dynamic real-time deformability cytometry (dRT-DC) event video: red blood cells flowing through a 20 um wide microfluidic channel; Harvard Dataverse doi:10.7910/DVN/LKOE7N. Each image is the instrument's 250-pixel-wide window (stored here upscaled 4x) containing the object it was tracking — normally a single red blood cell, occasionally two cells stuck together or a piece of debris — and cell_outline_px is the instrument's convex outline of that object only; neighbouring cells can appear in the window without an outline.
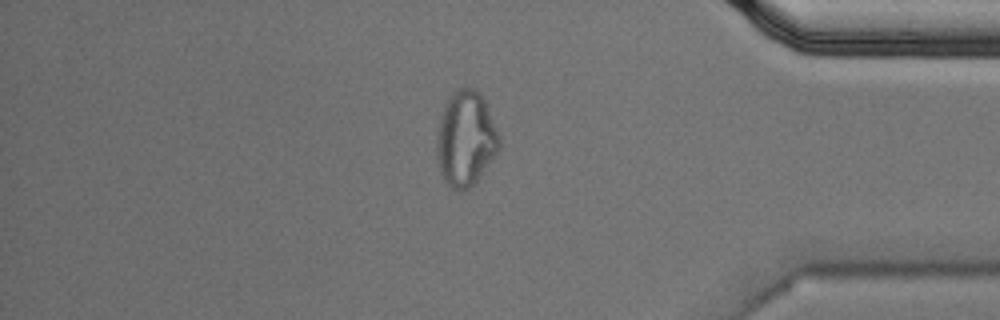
{"species": "Egyptian fruit bat (a non-hibernating species)", "species_latin": "Rousettus aegyptiacus", "temperature_condition": "cold", "stored_images_in_passage": 57, "camera_frame_rate_fps": 3000, "um_per_image_px": 0.085, "animal": {"sex": "male"}, "frame": {"image": 1, "passage_image": 49, "time_ms": 16.0, "image_size_px": [1000, 320], "cell_outline_px": [[500, 148], [476, 184], [464, 192], [460, 192], [444, 184], [440, 176], [436, 160], [436, 132], [440, 116], [444, 104], [452, 92], [456, 88], [472, 88], [480, 92], [488, 108], [500, 136]], "centroid_in_image_um": [39.55, 11.85], "position_along_channel_um": 395.6, "area_um2": 35.66}}
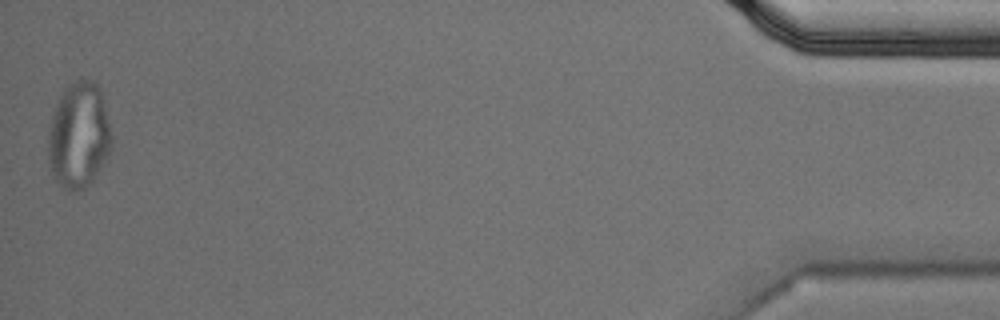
{"frame": {"image": 2, "passage_image": 57, "time_ms": 18.667, "image_size_px": [1000, 320], "cell_outline_px": [[112, 148], [108, 156], [92, 180], [84, 188], [76, 192], [68, 192], [52, 176], [48, 156], [48, 132], [52, 116], [56, 104], [64, 88], [68, 84], [76, 80], [92, 80], [100, 88], [104, 100], [112, 136]], "centroid_in_image_um": [6.7, 11.51], "position_along_channel_um": 428.5, "area_um2": 39.42}, "authors_computed_cell_mechanics": {"area_um2": 21.3282, "velocity_mm_per_s": 3.5466, "shape_relaxation_time_tau1_ms": null, "shape_relaxation_time_tau2_ms": 2.1846, "deformation_change_tau1": null, "deformation_change_tau2": 0.0872}}